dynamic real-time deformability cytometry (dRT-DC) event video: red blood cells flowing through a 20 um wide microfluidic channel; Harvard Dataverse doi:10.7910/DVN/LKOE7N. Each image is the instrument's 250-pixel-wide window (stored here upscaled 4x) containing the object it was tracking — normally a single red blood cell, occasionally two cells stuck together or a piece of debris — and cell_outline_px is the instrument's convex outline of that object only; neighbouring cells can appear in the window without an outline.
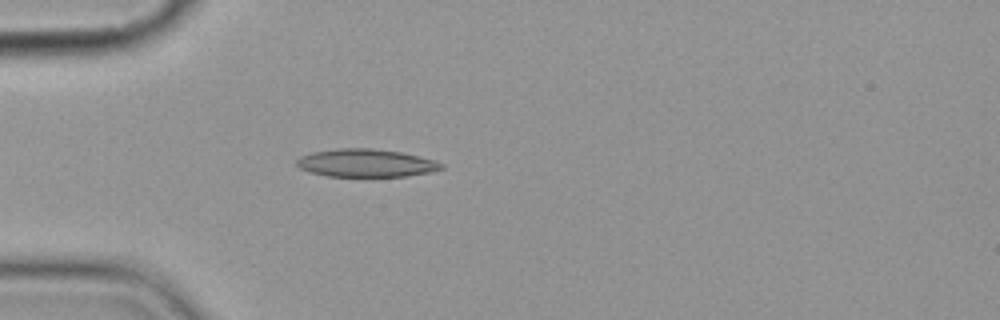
{"species": "common noctule bat (a hibernating species)", "species_latin": "Nyctalus noctula", "temperature_condition": "cold", "stored_images_in_passage": 4, "camera_frame_rate_fps": 3000, "um_per_image_px": 0.085, "animal": {"sex": "female", "body_mass_g": 19.9}, "frame": {"image": 1, "passage_image": 4, "time_ms": 3.667, "image_size_px": [1000, 320], "cell_outline_px": [[444, 168], [428, 172], [408, 176], [328, 176], [308, 172], [300, 168], [296, 164], [296, 160], [300, 156], [312, 152], [340, 148], [372, 148], [400, 152], [432, 160], [444, 164]], "centroid_in_image_um": [31.06, 13.86], "position_along_channel_um": 53.9, "area_um2": 23.35}}